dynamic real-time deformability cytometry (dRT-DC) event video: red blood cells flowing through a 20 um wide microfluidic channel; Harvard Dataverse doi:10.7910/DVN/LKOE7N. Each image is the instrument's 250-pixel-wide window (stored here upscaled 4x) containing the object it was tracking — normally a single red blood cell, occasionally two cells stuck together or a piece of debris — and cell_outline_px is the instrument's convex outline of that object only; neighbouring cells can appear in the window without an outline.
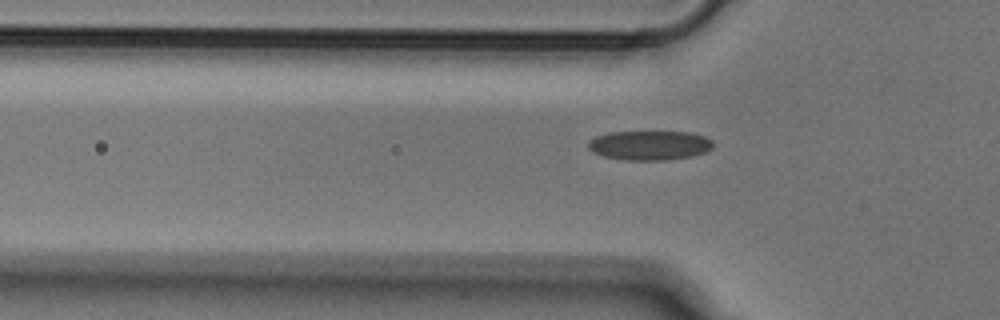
{"species": "Egyptian fruit bat (a non-hibernating species)", "species_latin": "Rousettus aegyptiacus", "temperature_condition": "cold", "stored_images_in_passage": 7, "camera_frame_rate_fps": 3000, "um_per_image_px": 0.085, "animal": {"sex": "male"}, "frame": {"image": 1, "passage_image": 4, "time_ms": 1.0, "image_size_px": [1000, 320], "cell_outline_px": [[712, 148], [704, 152], [692, 156], [664, 160], [624, 160], [604, 156], [592, 152], [588, 148], [588, 140], [596, 136], [612, 132], [688, 132], [704, 136], [712, 140]], "centroid_in_image_um": [55.19, 12.35], "position_along_channel_um": 70.6, "area_um2": 21.33}}